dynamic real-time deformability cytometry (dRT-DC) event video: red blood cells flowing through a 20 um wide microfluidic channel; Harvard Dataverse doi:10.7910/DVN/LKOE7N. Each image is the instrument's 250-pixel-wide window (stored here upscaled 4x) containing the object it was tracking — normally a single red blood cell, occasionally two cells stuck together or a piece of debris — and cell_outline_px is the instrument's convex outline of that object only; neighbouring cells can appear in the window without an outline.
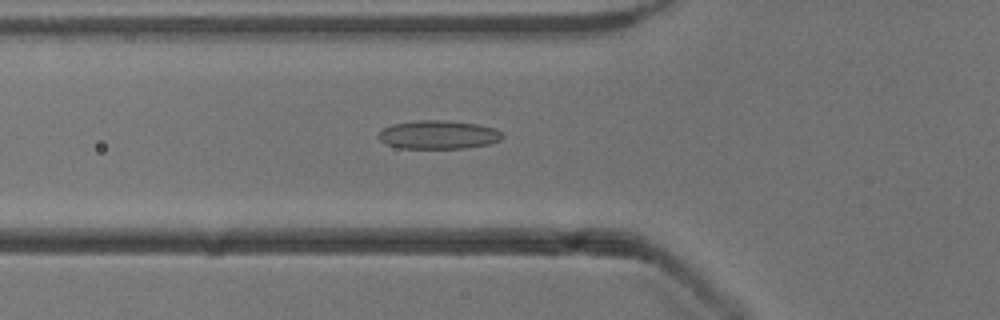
{"species": "common noctule bat (a hibernating species)", "species_latin": "Nyctalus noctula", "temperature_condition": "cold", "stored_images_in_passage": 53, "camera_frame_rate_fps": 3000, "um_per_image_px": 0.085, "animal": {"sex": "male", "body_mass_g": 13.3}, "frame": {"image": 1, "passage_image": 19, "time_ms": 6.0, "image_size_px": [1000, 320], "cell_outline_px": [[504, 136], [500, 140], [488, 144], [464, 148], [400, 148], [384, 144], [376, 136], [384, 128], [392, 124], [416, 120], [448, 120], [476, 124], [496, 128]], "centroid_in_image_um": [37.24, 11.45], "position_along_channel_um": 88.6, "area_um2": 20.69}}
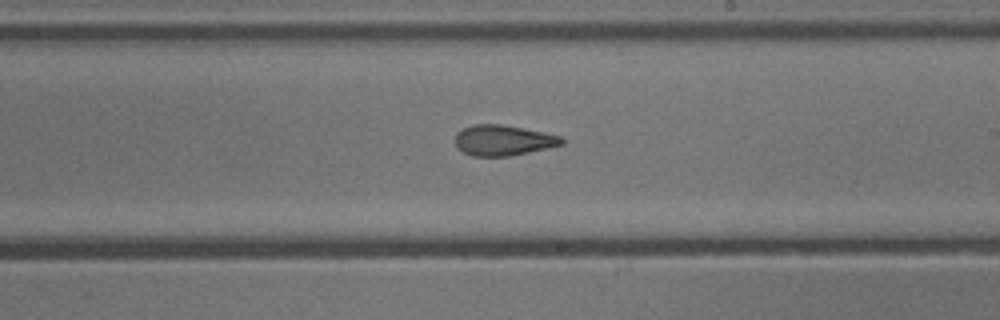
{"frame": {"image": 2, "passage_image": 31, "time_ms": 10.0, "image_size_px": [1000, 320], "cell_outline_px": [[564, 144], [528, 152], [508, 156], [472, 156], [456, 148], [456, 132], [472, 124], [500, 124], [560, 136], [564, 140]], "centroid_in_image_um": [42.72, 11.93], "position_along_channel_um": 246.3, "area_um2": 18.67}}
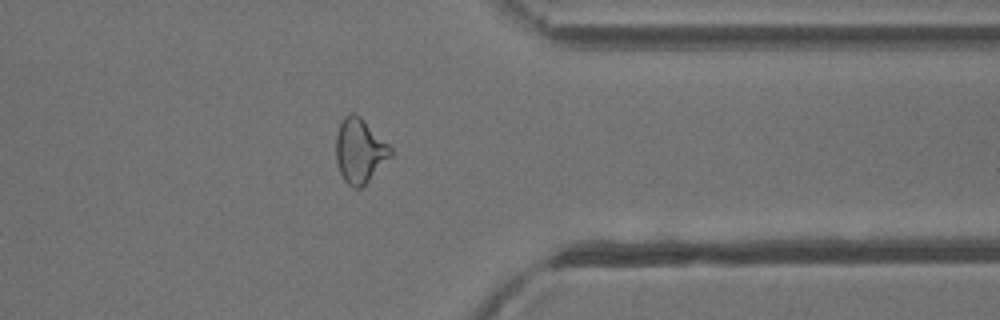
{"frame": {"image": 3, "passage_image": 42, "time_ms": 13.667, "image_size_px": [1000, 320], "cell_outline_px": [[392, 156], [360, 188], [356, 188], [348, 184], [344, 180], [340, 172], [336, 160], [336, 136], [340, 124], [344, 116], [348, 112], [356, 112], [392, 148]], "centroid_in_image_um": [30.56, 12.78], "position_along_channel_um": 380.8, "area_um2": 20.29}, "authors_computed_cell_mechanics": {"area_um2": 20.2878, "velocity_mm_per_s": 3.918, "shape_relaxation_time_tau1_ms": null, "shape_relaxation_time_tau2_ms": 2.4557, "deformation_change_tau1": null, "deformation_change_tau2": 0.1149}}